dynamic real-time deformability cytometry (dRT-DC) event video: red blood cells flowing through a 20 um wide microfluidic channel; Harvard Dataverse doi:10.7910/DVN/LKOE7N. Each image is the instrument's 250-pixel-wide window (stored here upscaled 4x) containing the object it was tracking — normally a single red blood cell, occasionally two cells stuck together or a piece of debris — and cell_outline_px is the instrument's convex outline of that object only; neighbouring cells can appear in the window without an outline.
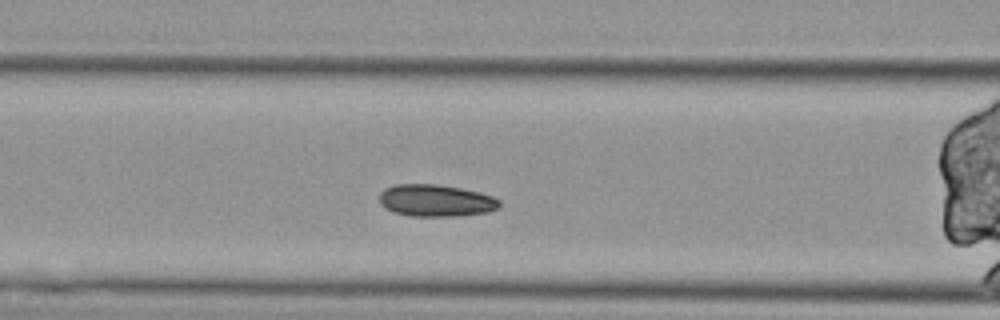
{"species": "Egyptian fruit bat (a non-hibernating species)", "species_latin": "Rousettus aegyptiacus", "temperature_condition": "cold", "stored_images_in_passage": 40, "camera_frame_rate_fps": 3000, "um_per_image_px": 0.085, "animal": {"sex": "female"}, "frame": {"image": 1, "passage_image": 10, "time_ms": 3.0, "image_size_px": [1000, 320], "cell_outline_px": [[500, 204], [496, 208], [488, 212], [460, 216], [408, 216], [384, 208], [380, 204], [380, 192], [384, 188], [396, 184], [432, 184], [460, 188], [480, 192], [492, 196], [500, 200]], "centroid_in_image_um": [37.03, 17.05], "position_along_channel_um": 129.6, "area_um2": 22.43}}
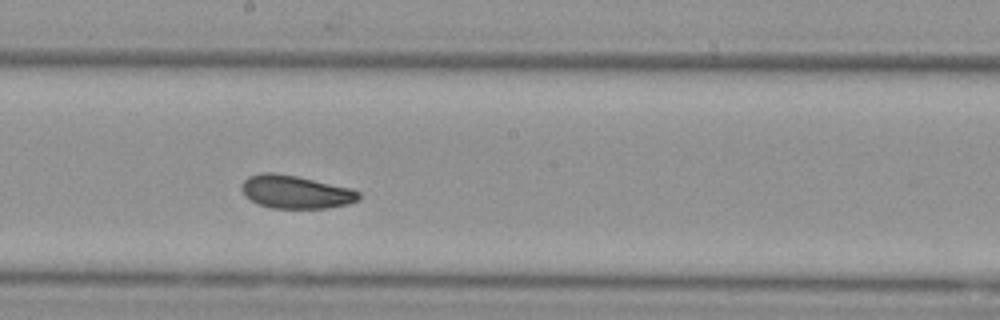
{"frame": {"image": 2, "passage_image": 18, "time_ms": 5.667, "image_size_px": [1000, 320], "cell_outline_px": [[360, 200], [348, 204], [328, 208], [272, 208], [260, 204], [252, 200], [240, 188], [240, 184], [248, 176], [260, 172], [272, 172], [296, 176], [352, 188], [360, 192]], "centroid_in_image_um": [25.16, 16.3], "position_along_channel_um": 223.0, "area_um2": 22.6}}
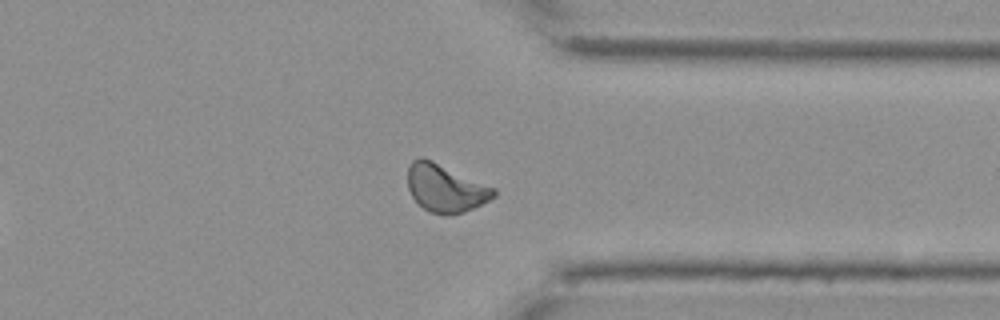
{"frame": {"image": 3, "passage_image": 31, "time_ms": 10.0, "image_size_px": [1000, 320], "cell_outline_px": [[496, 196], [464, 212], [444, 216], [428, 212], [412, 196], [408, 188], [408, 168], [412, 160], [420, 156], [432, 160], [496, 188]], "centroid_in_image_um": [37.85, 15.99], "position_along_channel_um": 373.5, "area_um2": 23.93}, "authors_computed_cell_mechanics": {"area_um2": 22.5131, "velocity_mm_per_s": 3.5292, "shape_relaxation_time_tau1_ms": null, "shape_relaxation_time_tau2_ms": 2.0832, "deformation_change_tau1": null, "deformation_change_tau2": 0.0653}}